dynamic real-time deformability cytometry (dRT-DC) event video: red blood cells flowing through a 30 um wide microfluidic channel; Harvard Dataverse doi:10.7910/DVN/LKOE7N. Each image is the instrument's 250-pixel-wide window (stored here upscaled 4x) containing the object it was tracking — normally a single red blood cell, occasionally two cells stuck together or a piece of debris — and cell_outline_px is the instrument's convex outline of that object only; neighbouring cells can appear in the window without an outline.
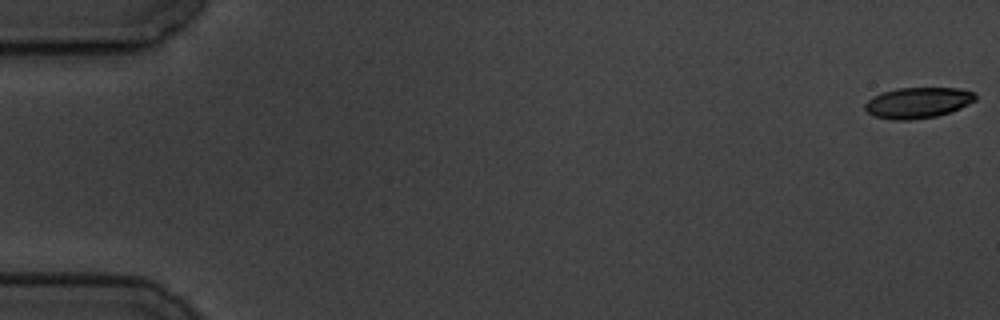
{"species": "common noctule bat (a hibernating species)", "species_latin": "Nyctalus noctula", "temperature_condition": "cold", "stored_images_in_passage": 6, "camera_frame_rate_fps": 3000, "um_per_image_px": 0.085, "animal": {"sex": "male", "body_mass_g": 19.5, "forearm_length_mm": 54.6}, "frame": {"image": 1, "passage_image": 1, "time_ms": 0.0, "image_size_px": [1000, 320], "cell_outline_px": [[976, 100], [960, 108], [936, 116], [908, 120], [892, 120], [876, 116], [868, 112], [864, 108], [864, 104], [872, 96], [896, 88], [960, 88], [976, 92]], "centroid_in_image_um": [78.03, 8.72], "position_along_channel_um": 7.0, "area_um2": 19.77}}
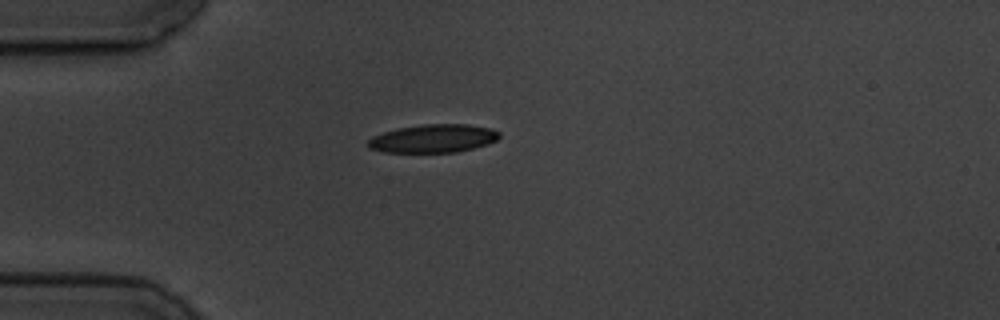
{"frame": {"image": 2, "passage_image": 5, "time_ms": 5.0, "image_size_px": [1000, 320], "cell_outline_px": [[500, 136], [496, 140], [488, 144], [456, 152], [384, 152], [368, 148], [368, 140], [372, 136], [396, 128], [424, 124], [468, 124], [492, 128], [500, 132]], "centroid_in_image_um": [36.83, 11.76], "position_along_channel_um": 48.2, "area_um2": 21.68}}